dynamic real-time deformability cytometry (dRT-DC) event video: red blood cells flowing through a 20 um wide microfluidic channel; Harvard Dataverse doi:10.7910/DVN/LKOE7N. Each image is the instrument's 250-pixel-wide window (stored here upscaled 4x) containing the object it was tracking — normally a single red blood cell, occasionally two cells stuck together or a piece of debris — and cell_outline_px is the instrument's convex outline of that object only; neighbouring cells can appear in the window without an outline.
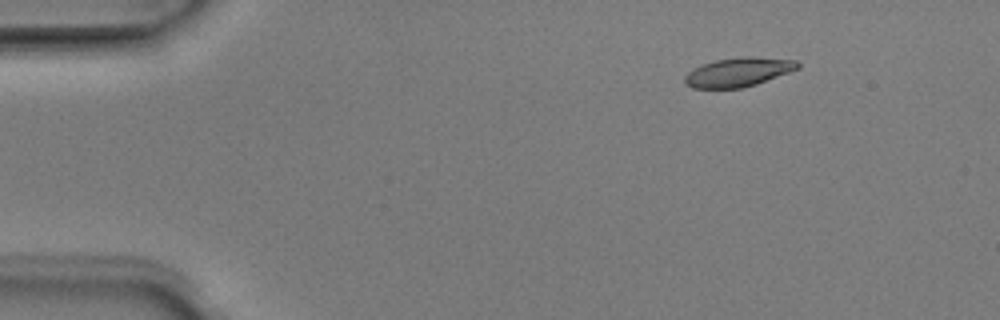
{"species": "Egyptian fruit bat (a non-hibernating species)", "species_latin": "Rousettus aegyptiacus", "temperature_condition": "room temperature", "stored_images_in_passage": 5, "camera_frame_rate_fps": 3000, "um_per_image_px": 0.085, "animal": {"sex": "male"}, "frame": {"image": 1, "passage_image": 2, "time_ms": 0.333, "image_size_px": [1000, 320], "cell_outline_px": [[800, 68], [756, 84], [740, 88], [692, 88], [684, 84], [684, 76], [692, 68], [716, 60], [744, 56], [752, 56], [796, 60], [800, 64]], "centroid_in_image_um": [62.74, 6.12], "position_along_channel_um": 22.3, "area_um2": 19.13}}
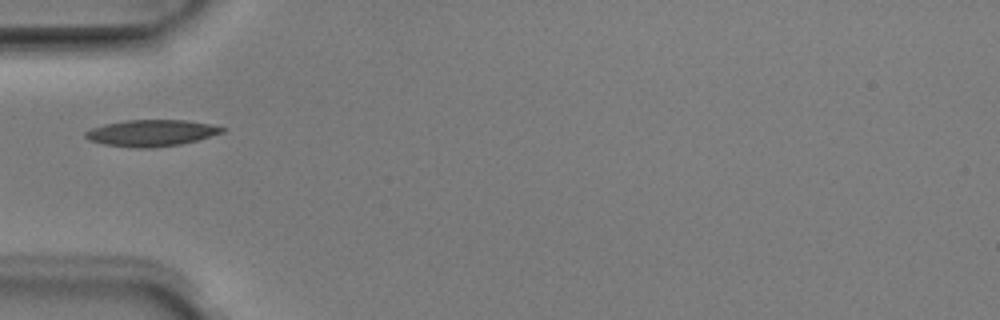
{"frame": {"image": 2, "passage_image": 5, "time_ms": 1.333, "image_size_px": [1000, 320], "cell_outline_px": [[228, 128], [224, 132], [196, 140], [180, 144], [152, 148], [136, 148], [104, 144], [88, 140], [84, 136], [84, 132], [92, 128], [104, 124], [124, 120], [184, 120], [208, 124]], "centroid_in_image_um": [12.83, 11.3], "position_along_channel_um": 72.2, "area_um2": 21.04}}